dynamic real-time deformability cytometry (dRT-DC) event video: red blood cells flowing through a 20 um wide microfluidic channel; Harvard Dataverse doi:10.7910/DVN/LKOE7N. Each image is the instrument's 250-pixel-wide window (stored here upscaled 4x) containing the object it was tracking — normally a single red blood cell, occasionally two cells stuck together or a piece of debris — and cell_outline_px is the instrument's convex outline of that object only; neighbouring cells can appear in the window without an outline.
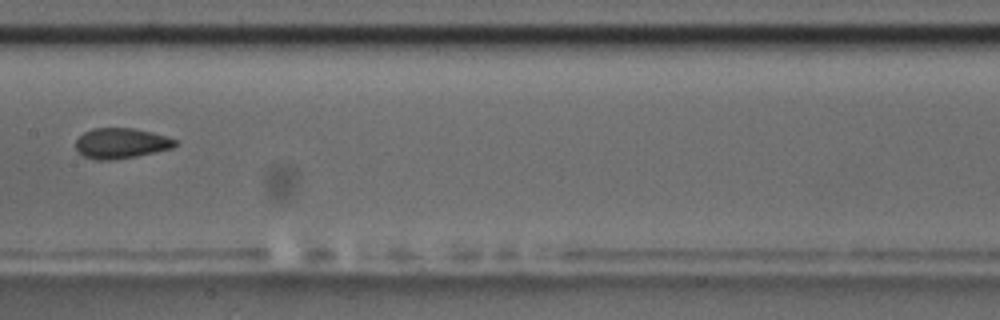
{"species": "common noctule bat (a hibernating species)", "species_latin": "Nyctalus noctula", "temperature_condition": "room temperature", "stored_images_in_passage": 11, "camera_frame_rate_fps": 3000, "um_per_image_px": 0.085, "animal": {"sex": "male", "body_mass_g": 17.5, "forearm_length_mm": 52.3}, "frame": {"image": 1, "passage_image": 5, "time_ms": 4.667, "image_size_px": [1000, 320], "cell_outline_px": [[180, 140], [172, 148], [136, 156], [108, 160], [96, 160], [84, 156], [76, 152], [76, 140], [84, 132], [92, 128], [132, 128], [152, 132]], "centroid_in_image_um": [10.28, 12.17], "position_along_channel_um": 197.1, "area_um2": 17.63}, "authors_computed_cell_mechanics": {"area_um2": 17.629, "velocity_mm_per_s": 3.6075, "shape_relaxation_time_tau1_ms": null, "shape_relaxation_time_tau2_ms": 1.2398, "deformation_change_tau1": null, "deformation_change_tau2": 0.0544}}